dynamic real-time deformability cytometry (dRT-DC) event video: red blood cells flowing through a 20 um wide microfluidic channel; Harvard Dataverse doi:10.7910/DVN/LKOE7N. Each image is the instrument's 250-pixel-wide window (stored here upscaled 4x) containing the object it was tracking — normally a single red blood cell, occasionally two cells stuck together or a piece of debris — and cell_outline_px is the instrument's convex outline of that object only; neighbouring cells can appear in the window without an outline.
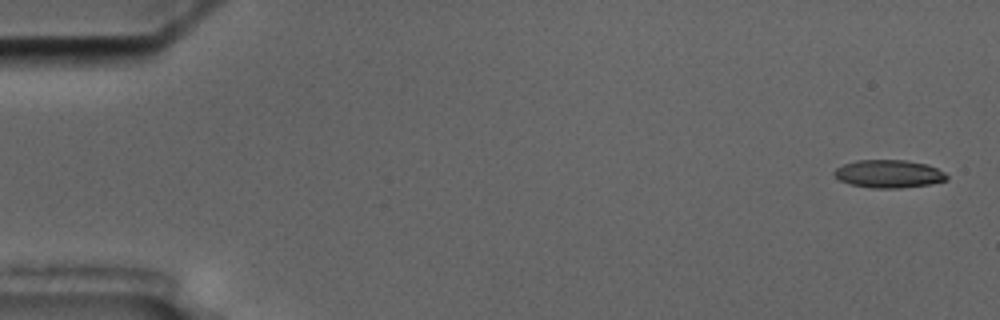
{"species": "common noctule bat (a hibernating species)", "species_latin": "Nyctalus noctula", "temperature_condition": "cold", "stored_images_in_passage": 5, "camera_frame_rate_fps": 3000, "um_per_image_px": 0.085, "animal": {"sex": "male", "body_mass_g": 17.5, "forearm_length_mm": 52.3}, "frame": {"image": 1, "passage_image": 1, "time_ms": 0.0, "image_size_px": [1000, 320], "cell_outline_px": [[948, 180], [928, 184], [900, 188], [872, 188], [848, 184], [840, 180], [832, 172], [836, 168], [844, 164], [856, 160], [904, 160], [928, 164], [944, 172], [948, 176]], "centroid_in_image_um": [75.54, 14.77], "position_along_channel_um": 9.5, "area_um2": 18.32}}
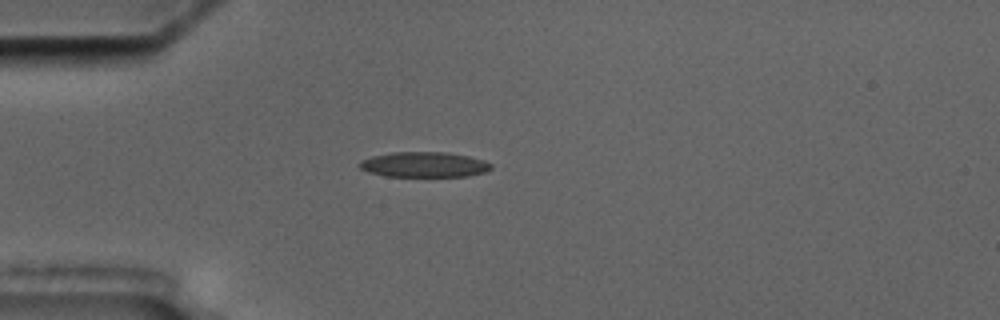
{"frame": {"image": 2, "passage_image": 5, "time_ms": 4.667, "image_size_px": [1000, 320], "cell_outline_px": [[492, 168], [488, 172], [468, 176], [384, 176], [368, 172], [360, 168], [356, 164], [360, 160], [372, 156], [392, 152], [444, 152], [468, 156], [484, 160], [492, 164]], "centroid_in_image_um": [36.04, 13.99], "position_along_channel_um": 49.0, "area_um2": 19.54}}